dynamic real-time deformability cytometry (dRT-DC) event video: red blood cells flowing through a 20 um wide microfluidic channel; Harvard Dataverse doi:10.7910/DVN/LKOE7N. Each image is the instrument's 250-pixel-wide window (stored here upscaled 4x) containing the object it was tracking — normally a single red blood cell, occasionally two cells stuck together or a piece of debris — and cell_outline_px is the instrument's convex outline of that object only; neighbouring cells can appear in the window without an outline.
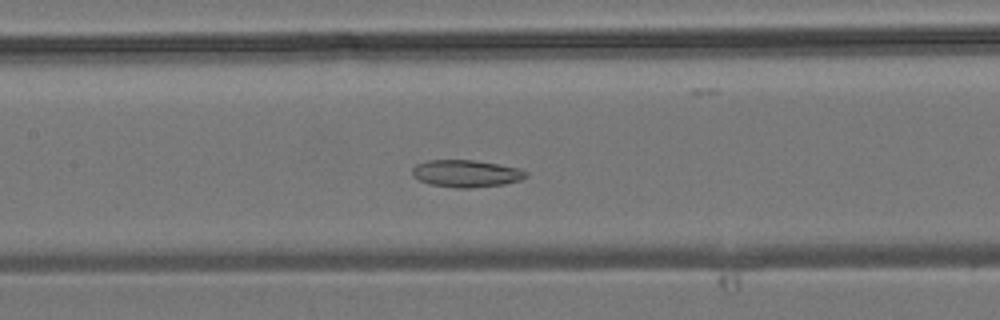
{"species": "common noctule bat (a hibernating species)", "species_latin": "Nyctalus noctula", "temperature_condition": "room temperature", "stored_images_in_passage": 36, "camera_frame_rate_fps": 3000, "um_per_image_px": 0.085, "animal": {"sex": "male", "body_mass_g": 19.2, "forearm_length_mm": 51.8}, "frame": {"image": 1, "passage_image": 14, "time_ms": 4.333, "image_size_px": [1000, 320], "cell_outline_px": [[528, 176], [520, 180], [504, 184], [468, 188], [456, 188], [428, 184], [412, 176], [412, 168], [416, 164], [428, 160], [472, 160], [520, 168], [528, 172]], "centroid_in_image_um": [39.61, 14.75], "position_along_channel_um": 167.8, "area_um2": 18.03}}
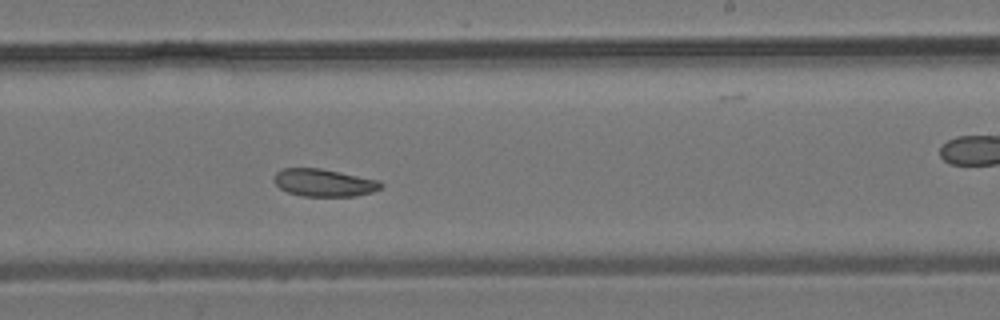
{"frame": {"image": 2, "passage_image": 20, "time_ms": 6.333, "image_size_px": [1000, 320], "cell_outline_px": [[384, 184], [380, 188], [372, 192], [356, 196], [304, 196], [288, 192], [280, 188], [272, 180], [276, 172], [284, 168], [320, 168], [380, 180]], "centroid_in_image_um": [27.54, 15.53], "position_along_channel_um": 261.5, "area_um2": 17.17}}
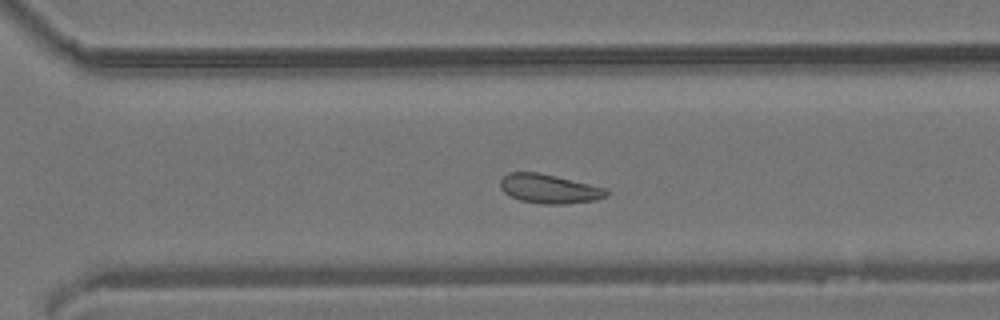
{"frame": {"image": 3, "passage_image": 24, "time_ms": 7.667, "image_size_px": [1000, 320], "cell_outline_px": [[608, 196], [596, 200], [564, 204], [544, 204], [520, 200], [504, 192], [500, 188], [500, 180], [508, 172], [536, 172], [556, 176], [608, 188]], "centroid_in_image_um": [46.71, 16.04], "position_along_channel_um": 323.9, "area_um2": 18.03}}